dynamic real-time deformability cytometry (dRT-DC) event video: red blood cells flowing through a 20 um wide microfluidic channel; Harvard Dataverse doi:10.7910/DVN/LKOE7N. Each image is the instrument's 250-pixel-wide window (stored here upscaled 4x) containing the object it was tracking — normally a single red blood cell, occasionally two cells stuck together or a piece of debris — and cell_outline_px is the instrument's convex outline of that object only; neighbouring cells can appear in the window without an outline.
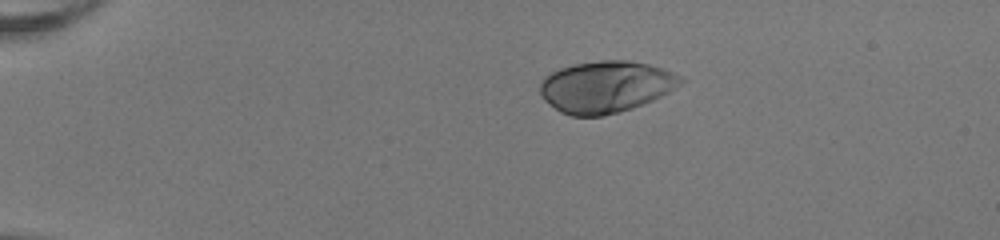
{"species": "human", "species_latin": "Homo sapiens", "temperature_condition": "room temperature", "stored_images_in_passage": 42, "camera_frame_rate_fps": 3000, "um_per_image_px": 0.085, "donor": {"sex": "female"}, "frame": {"image": 1, "passage_image": 1, "time_ms": 0.0, "image_size_px": [1000, 240], "cell_outline_px": [[688, 80], [676, 88], [652, 100], [632, 108], [620, 112], [604, 116], [572, 116], [560, 112], [544, 100], [540, 92], [540, 80], [544, 76], [560, 68], [576, 64], [600, 60], [628, 60], [648, 64], [664, 68]], "centroid_in_image_um": [51.51, 7.37], "position_along_channel_um": 33.5, "area_um2": 42.54}}
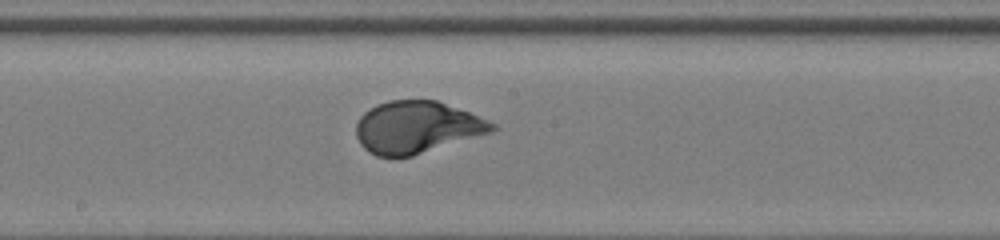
{"frame": {"image": 2, "passage_image": 20, "time_ms": 6.333, "image_size_px": [1000, 240], "cell_outline_px": [[496, 128], [492, 132], [412, 156], [376, 156], [368, 152], [360, 144], [356, 136], [356, 124], [360, 116], [368, 108], [376, 104], [388, 100], [436, 100], [468, 112], [496, 124]], "centroid_in_image_um": [35.38, 10.81], "position_along_channel_um": 212.8, "area_um2": 41.1}}
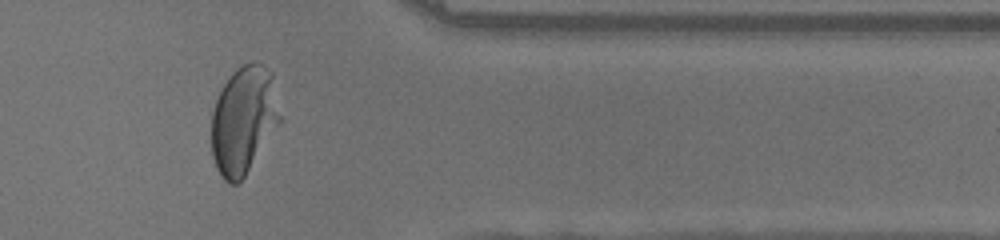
{"frame": {"image": 3, "passage_image": 34, "time_ms": 11.0, "image_size_px": [1000, 240], "cell_outline_px": [[284, 120], [244, 176], [236, 184], [228, 184], [220, 176], [216, 168], [212, 156], [212, 112], [216, 100], [224, 84], [232, 72], [236, 68], [252, 60], [264, 64], [272, 72]], "centroid_in_image_um": [20.76, 10.18], "position_along_channel_um": 390.6, "area_um2": 43.93}, "authors_computed_cell_mechanics": {"area_um2": 41.7316, "velocity_mm_per_s": 4.0066, "shape_relaxation_time_tau1_ms": 2.7913, "shape_relaxation_time_tau2_ms": null, "deformation_change_tau1": 0.1966, "deformation_change_tau2": null}}